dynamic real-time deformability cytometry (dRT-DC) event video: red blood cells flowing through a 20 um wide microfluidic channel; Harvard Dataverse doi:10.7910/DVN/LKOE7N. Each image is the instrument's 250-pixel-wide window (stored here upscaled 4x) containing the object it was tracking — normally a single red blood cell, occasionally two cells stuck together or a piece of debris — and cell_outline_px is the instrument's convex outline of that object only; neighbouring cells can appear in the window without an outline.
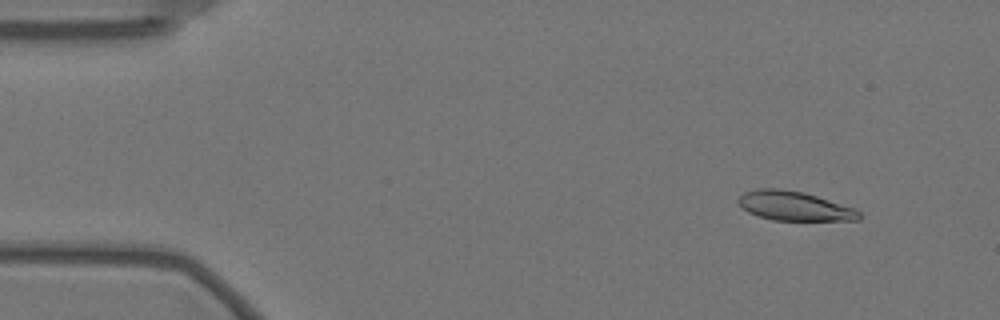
{"species": "Egyptian fruit bat (a non-hibernating species)", "species_latin": "Rousettus aegyptiacus", "temperature_condition": "warm", "stored_images_in_passage": 58, "camera_frame_rate_fps": 3000, "um_per_image_px": 0.085, "animal": {"sex": "female"}, "frame": {"image": 1, "passage_image": 6, "time_ms": 1.667, "image_size_px": [1000, 320], "cell_outline_px": [[860, 220], [772, 220], [748, 212], [736, 200], [744, 192], [756, 188], [776, 188], [804, 192], [852, 208], [860, 212]], "centroid_in_image_um": [67.47, 17.5], "position_along_channel_um": 17.5, "area_um2": 20.29}}
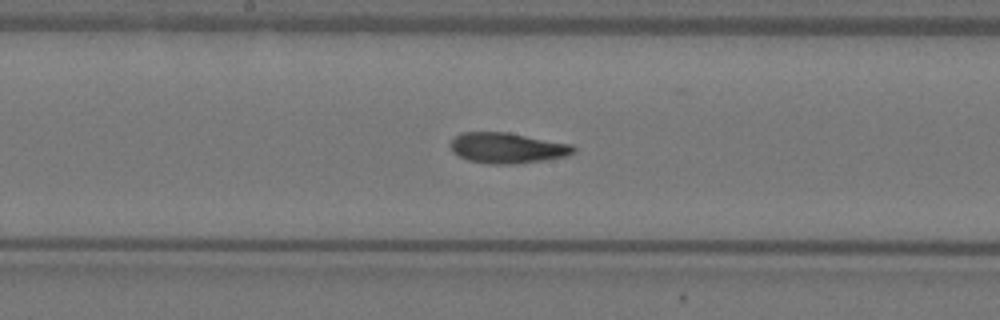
{"frame": {"image": 2, "passage_image": 30, "time_ms": 9.667, "image_size_px": [1000, 320], "cell_outline_px": [[576, 152], [564, 156], [544, 160], [516, 164], [488, 164], [468, 160], [452, 152], [448, 144], [460, 132], [508, 132], [572, 144], [576, 148]], "centroid_in_image_um": [43.1, 12.57], "position_along_channel_um": 205.1, "area_um2": 22.08}}
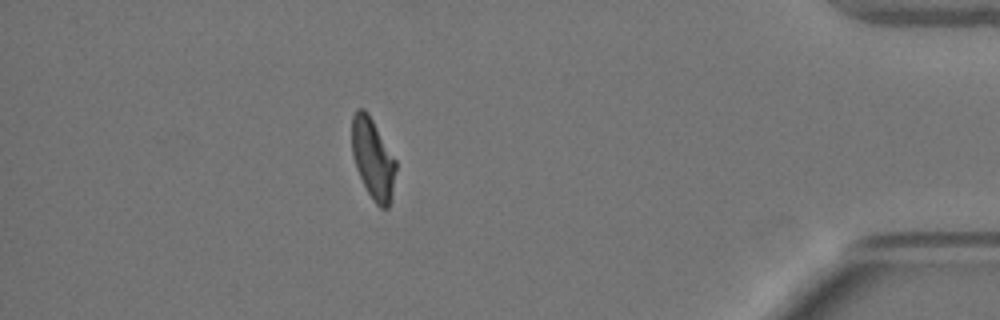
{"frame": {"image": 3, "passage_image": 51, "time_ms": 16.667, "image_size_px": [1000, 320], "cell_outline_px": [[396, 168], [392, 192], [388, 208], [380, 208], [372, 200], [356, 168], [352, 156], [352, 116], [356, 108], [364, 108], [368, 112], [396, 160]], "centroid_in_image_um": [31.68, 13.46], "position_along_channel_um": 403.5, "area_um2": 20.58}, "authors_computed_cell_mechanics": {"area_um2": 21.4149, "velocity_mm_per_s": 3.5107, "shape_relaxation_time_tau1_ms": 10.5465, "shape_relaxation_time_tau2_ms": 2.5904, "deformation_change_tau1": 0.2483, "deformation_change_tau2": 0.0958}}